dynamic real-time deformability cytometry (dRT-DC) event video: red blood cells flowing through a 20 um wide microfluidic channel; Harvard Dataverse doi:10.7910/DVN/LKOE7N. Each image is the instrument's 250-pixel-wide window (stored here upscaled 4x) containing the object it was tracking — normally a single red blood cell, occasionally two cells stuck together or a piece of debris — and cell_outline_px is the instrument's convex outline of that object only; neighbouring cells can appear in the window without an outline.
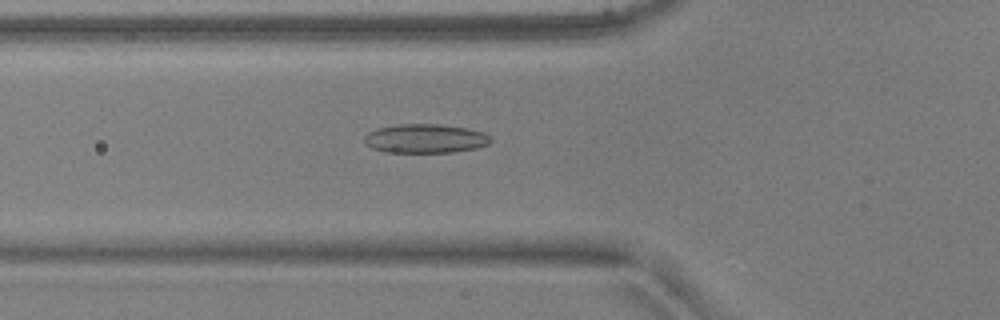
{"species": "common noctule bat (a hibernating species)", "species_latin": "Nyctalus noctula", "temperature_condition": "warm", "stored_images_in_passage": 39, "camera_frame_rate_fps": 3000, "um_per_image_px": 0.085, "animal": {"sex": "male", "body_mass_g": 17.9, "forearm_length_mm": 54.2}, "frame": {"image": 1, "passage_image": 5, "time_ms": 1.333, "image_size_px": [1000, 320], "cell_outline_px": [[492, 140], [488, 144], [476, 148], [452, 152], [388, 152], [372, 148], [364, 144], [364, 136], [368, 132], [376, 128], [400, 124], [440, 124], [468, 128], [484, 132], [492, 136]], "centroid_in_image_um": [36.16, 11.77], "position_along_channel_um": 89.6, "area_um2": 21.5}}
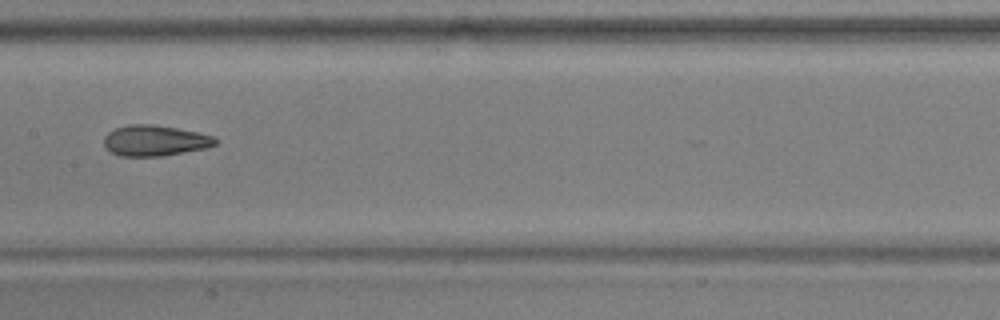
{"frame": {"image": 2, "passage_image": 13, "time_ms": 4.0, "image_size_px": [1000, 320], "cell_outline_px": [[216, 144], [208, 148], [160, 156], [120, 156], [112, 152], [104, 144], [104, 136], [108, 132], [116, 128], [128, 124], [152, 124], [176, 128], [196, 132], [212, 136], [216, 140]], "centroid_in_image_um": [13.15, 11.95], "position_along_channel_um": 194.3, "area_um2": 19.77}}
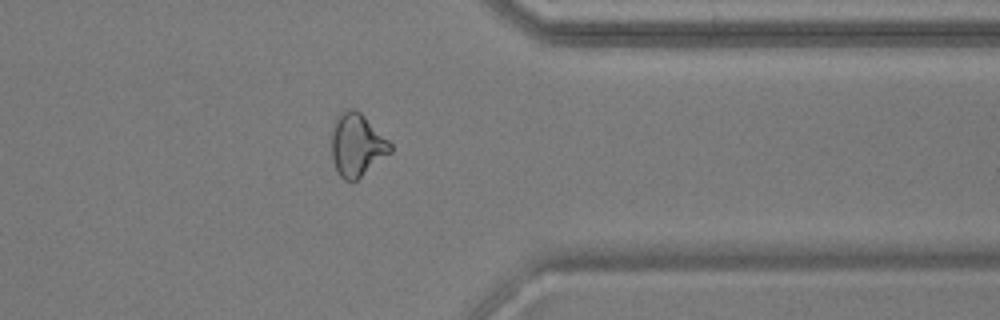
{"frame": {"image": 3, "passage_image": 28, "time_ms": 9.0, "image_size_px": [1000, 320], "cell_outline_px": [[392, 152], [356, 180], [344, 180], [340, 176], [332, 160], [332, 124], [336, 116], [344, 108], [352, 108], [360, 112], [392, 144]], "centroid_in_image_um": [30.32, 12.29], "position_along_channel_um": 381.1, "area_um2": 21.5}}